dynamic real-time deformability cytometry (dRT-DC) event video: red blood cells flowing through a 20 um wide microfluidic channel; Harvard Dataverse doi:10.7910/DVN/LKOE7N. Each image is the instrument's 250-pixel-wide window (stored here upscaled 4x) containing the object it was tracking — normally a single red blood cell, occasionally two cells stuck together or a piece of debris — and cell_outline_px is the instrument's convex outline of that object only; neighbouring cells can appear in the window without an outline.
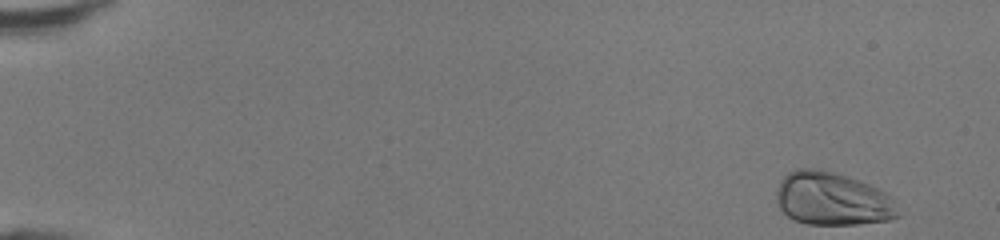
{"species": "human", "species_latin": "Homo sapiens", "temperature_condition": "room temperature", "stored_images_in_passage": 46, "camera_frame_rate_fps": 3000, "um_per_image_px": 0.085, "donor": {"sex": "female"}, "frame": {"image": 1, "passage_image": 1, "time_ms": 0.0, "image_size_px": [1000, 240], "cell_outline_px": [[900, 216], [888, 220], [856, 224], [808, 224], [792, 220], [780, 208], [776, 200], [776, 192], [780, 180], [788, 172], [796, 168], [808, 168], [832, 172], [860, 180], [880, 188], [892, 200]], "centroid_in_image_um": [70.72, 16.9], "position_along_channel_um": 14.3, "area_um2": 37.57}}
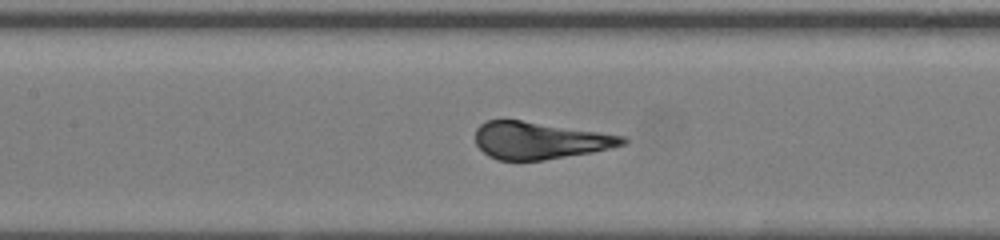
{"frame": {"image": 2, "passage_image": 22, "time_ms": 7.0, "image_size_px": [1000, 240], "cell_outline_px": [[628, 140], [624, 144], [592, 152], [544, 160], [496, 160], [488, 156], [476, 144], [476, 128], [480, 124], [488, 120], [520, 120], [624, 136]], "centroid_in_image_um": [45.82, 11.94], "position_along_channel_um": 161.6, "area_um2": 31.44}}
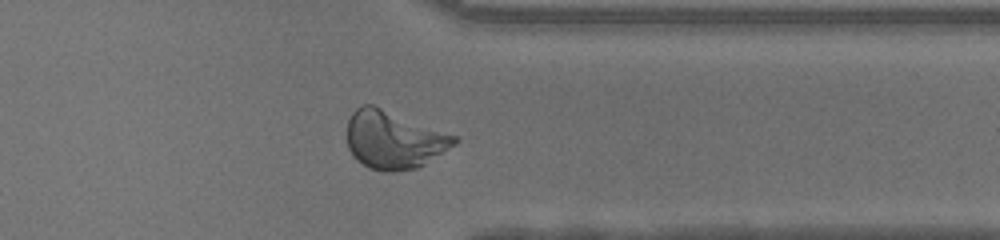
{"frame": {"image": 3, "passage_image": 37, "time_ms": 12.0, "image_size_px": [1000, 240], "cell_outline_px": [[460, 140], [456, 144], [420, 168], [392, 172], [388, 172], [368, 168], [356, 160], [352, 156], [348, 148], [348, 120], [352, 112], [356, 108], [364, 104], [372, 104], [456, 136]], "centroid_in_image_um": [33.47, 11.91], "position_along_channel_um": 377.9, "area_um2": 36.3}, "authors_computed_cell_mechanics": {"area_um2": 33.5818, "velocity_mm_per_s": 4.3586, "shape_relaxation_time_tau1_ms": 2.1877, "shape_relaxation_time_tau2_ms": null, "deformation_change_tau1": 0.1504, "deformation_change_tau2": null}}